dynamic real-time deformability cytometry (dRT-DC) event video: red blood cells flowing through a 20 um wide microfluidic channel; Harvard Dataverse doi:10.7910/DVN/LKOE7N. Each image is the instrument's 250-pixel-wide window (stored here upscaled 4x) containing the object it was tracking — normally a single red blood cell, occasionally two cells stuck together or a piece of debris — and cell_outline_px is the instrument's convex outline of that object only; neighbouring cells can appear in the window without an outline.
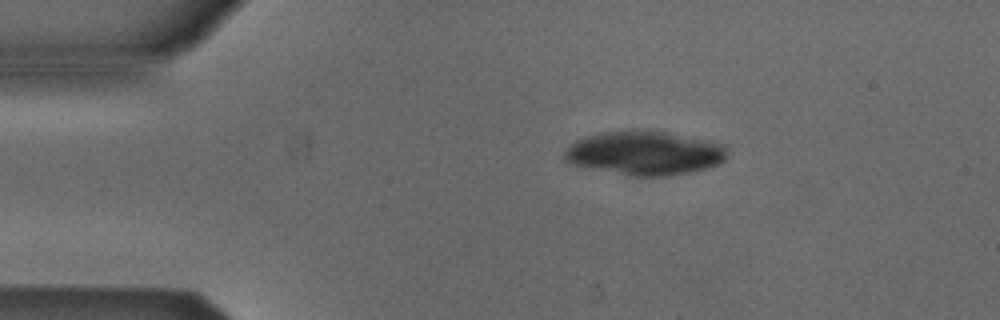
{"species": "Egyptian fruit bat (a non-hibernating species)", "species_latin": "Rousettus aegyptiacus", "temperature_condition": "cold", "stored_images_in_passage": 43, "camera_frame_rate_fps": 3000, "um_per_image_px": 0.085, "animal": {"sex": "male"}, "frame": {"image": 1, "passage_image": 1, "time_ms": 0.0, "image_size_px": [1000, 320], "cell_outline_px": [[728, 156], [720, 164], [708, 168], [668, 176], [628, 176], [572, 164], [564, 160], [564, 152], [568, 144], [584, 136], [604, 132], [628, 128], [636, 128], [664, 132], [708, 140], [728, 144]], "centroid_in_image_um": [54.81, 12.99], "position_along_channel_um": 30.2, "area_um2": 42.54}}
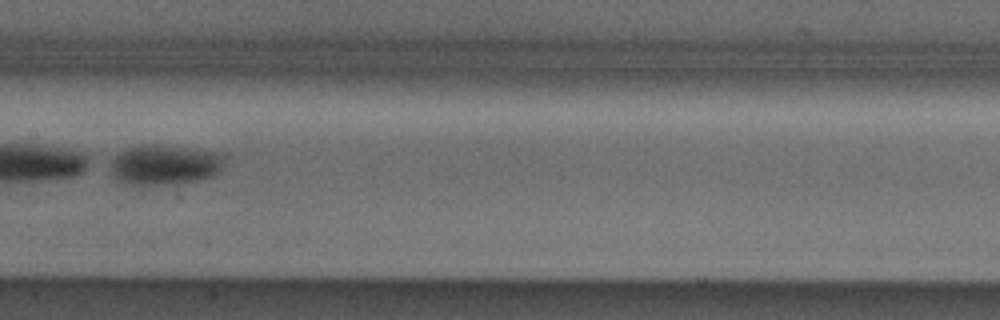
{"frame": {"image": 2, "passage_image": 18, "time_ms": 5.667, "image_size_px": [1000, 320], "cell_outline_px": [[228, 152], [220, 172], [212, 176], [196, 180], [176, 184], [132, 184], [116, 180], [112, 172], [112, 156], [128, 148], [148, 144], [156, 144]], "centroid_in_image_um": [14.09, 13.98], "position_along_channel_um": 193.3, "area_um2": 26.93}}